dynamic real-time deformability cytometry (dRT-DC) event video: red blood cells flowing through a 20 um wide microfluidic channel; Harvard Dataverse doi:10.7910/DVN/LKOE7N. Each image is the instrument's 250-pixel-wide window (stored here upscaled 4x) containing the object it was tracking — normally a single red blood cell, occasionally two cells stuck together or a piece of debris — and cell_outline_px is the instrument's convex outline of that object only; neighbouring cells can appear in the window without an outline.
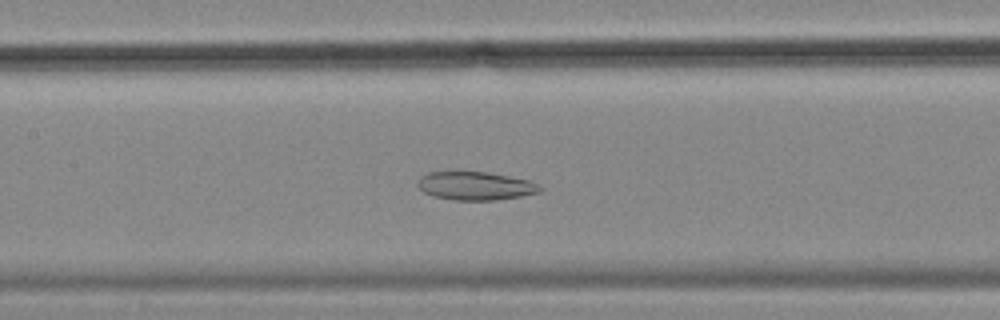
{"species": "common noctule bat (a hibernating species)", "species_latin": "Nyctalus noctula", "temperature_condition": "cold", "stored_images_in_passage": 38, "camera_frame_rate_fps": 3000, "um_per_image_px": 0.085, "animal": {"sex": "female", "body_mass_g": 18.4}, "frame": {"image": 1, "passage_image": 17, "time_ms": 5.333, "image_size_px": [1000, 320], "cell_outline_px": [[544, 188], [540, 192], [520, 196], [496, 200], [456, 200], [432, 196], [424, 192], [416, 184], [420, 176], [428, 172], [488, 172], [532, 180], [540, 184]], "centroid_in_image_um": [40.45, 15.79], "position_along_channel_um": 166.9, "area_um2": 20.4}}
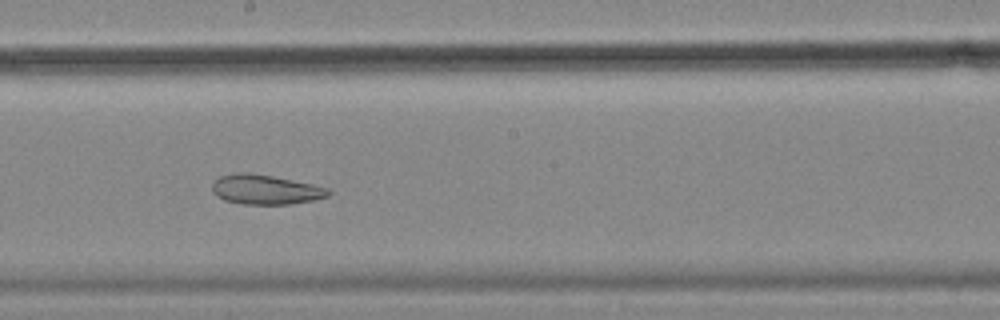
{"frame": {"image": 2, "passage_image": 22, "time_ms": 7.0, "image_size_px": [1000, 320], "cell_outline_px": [[332, 192], [328, 196], [312, 200], [292, 204], [244, 204], [224, 200], [216, 196], [212, 192], [212, 180], [220, 176], [236, 172], [252, 172], [312, 184], [328, 188]], "centroid_in_image_um": [22.52, 16.1], "position_along_channel_um": 225.7, "area_um2": 20.23}, "authors_computed_cell_mechanics": {"area_um2": 22.1663, "velocity_mm_per_s": 3.5394, "shape_relaxation_time_tau1_ms": null, "shape_relaxation_time_tau2_ms": 4.1809, "deformation_change_tau1": null, "deformation_change_tau2": 0.1066}}